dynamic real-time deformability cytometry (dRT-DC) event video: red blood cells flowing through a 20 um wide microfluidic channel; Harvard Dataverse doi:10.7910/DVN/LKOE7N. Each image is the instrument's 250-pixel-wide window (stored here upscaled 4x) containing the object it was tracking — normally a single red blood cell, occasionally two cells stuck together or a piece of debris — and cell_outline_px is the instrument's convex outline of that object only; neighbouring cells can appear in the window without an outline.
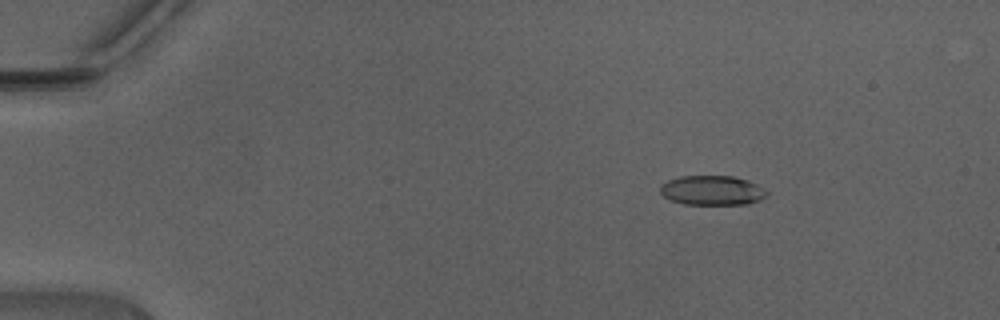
{"species": "Egyptian fruit bat (a non-hibernating species)", "species_latin": "Rousettus aegyptiacus", "temperature_condition": "warm", "stored_images_in_passage": 25, "camera_frame_rate_fps": 3000, "um_per_image_px": 0.085, "animal": {"sex": "male"}, "frame": {"image": 1, "passage_image": 8, "time_ms": 2.333, "image_size_px": [1000, 320], "cell_outline_px": [[768, 196], [760, 200], [748, 204], [684, 204], [672, 200], [664, 196], [660, 192], [660, 184], [668, 180], [680, 176], [732, 176], [756, 184], [764, 188], [768, 192]], "centroid_in_image_um": [60.53, 16.18], "position_along_channel_um": 24.5, "area_um2": 18.32}}
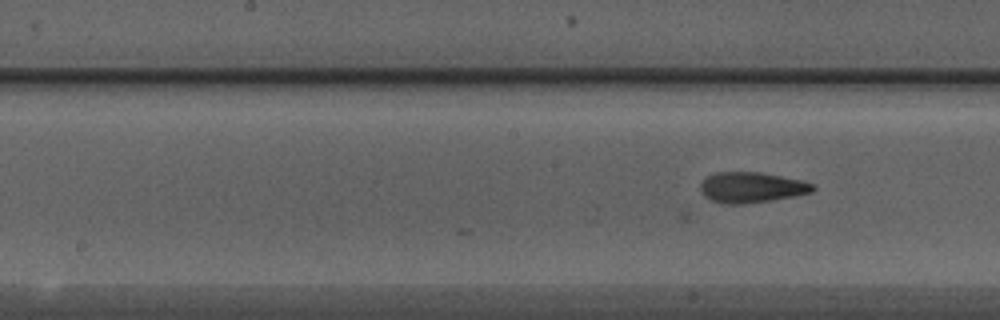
{"frame": {"image": 2, "passage_image": 25, "time_ms": 8.0, "image_size_px": [1000, 320], "cell_outline_px": [[816, 188], [812, 192], [772, 200], [744, 204], [728, 204], [712, 200], [704, 196], [700, 192], [700, 184], [708, 176], [716, 172], [760, 172], [804, 180], [812, 184]], "centroid_in_image_um": [63.88, 15.92], "position_along_channel_um": 184.3, "area_um2": 20.0}}